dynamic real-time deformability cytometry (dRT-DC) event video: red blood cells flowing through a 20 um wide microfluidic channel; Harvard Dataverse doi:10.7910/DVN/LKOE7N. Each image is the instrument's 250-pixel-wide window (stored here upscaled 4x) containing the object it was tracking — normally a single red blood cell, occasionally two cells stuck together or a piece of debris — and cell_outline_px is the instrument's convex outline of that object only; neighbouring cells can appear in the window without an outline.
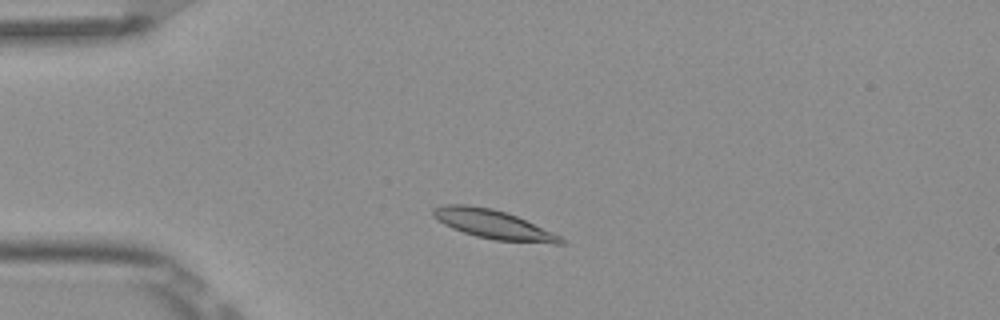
{"species": "Egyptian fruit bat (a non-hibernating species)", "species_latin": "Rousettus aegyptiacus", "temperature_condition": "room temperature", "stored_images_in_passage": 2, "camera_frame_rate_fps": 3000, "um_per_image_px": 0.085, "frame": {"image": 1, "passage_image": 1, "time_ms": 0.0, "image_size_px": [1000, 320], "cell_outline_px": [[564, 244], [556, 244], [496, 240], [476, 236], [452, 228], [444, 224], [432, 216], [432, 208], [444, 204], [468, 204], [492, 208], [516, 216], [552, 232], [560, 236], [564, 240]], "centroid_in_image_um": [41.89, 19.06], "position_along_channel_um": 43.1, "area_um2": 21.39}}